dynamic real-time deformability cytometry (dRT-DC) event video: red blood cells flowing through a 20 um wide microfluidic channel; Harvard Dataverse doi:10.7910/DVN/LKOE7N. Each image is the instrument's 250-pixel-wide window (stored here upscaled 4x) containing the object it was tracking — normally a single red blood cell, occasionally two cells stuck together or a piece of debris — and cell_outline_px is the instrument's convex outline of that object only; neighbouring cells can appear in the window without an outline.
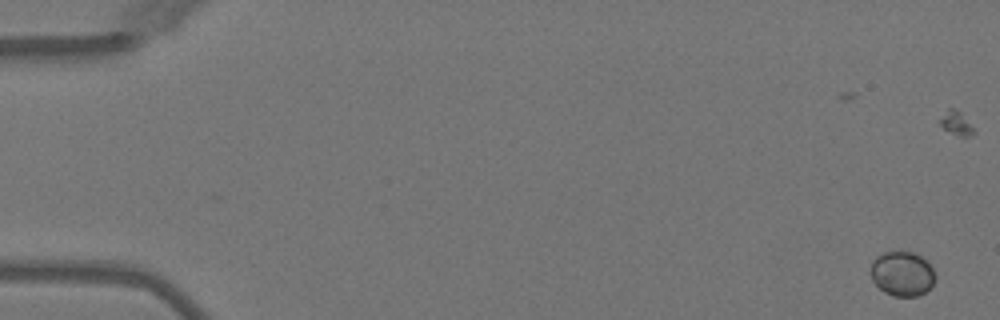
{"species": "Egyptian fruit bat (a non-hibernating species)", "species_latin": "Rousettus aegyptiacus", "temperature_condition": "warm", "stored_images_in_passage": 6, "camera_frame_rate_fps": 3000, "um_per_image_px": 0.085, "animal": {"sex": "female"}, "frame": {"image": 1, "passage_image": 1, "time_ms": 0.0, "image_size_px": [1000, 320], "cell_outline_px": [[936, 280], [924, 292], [916, 296], [892, 296], [884, 292], [872, 280], [868, 272], [872, 260], [876, 256], [884, 252], [916, 252], [932, 268]], "centroid_in_image_um": [76.63, 23.26], "position_along_channel_um": 8.4, "area_um2": 16.82}}
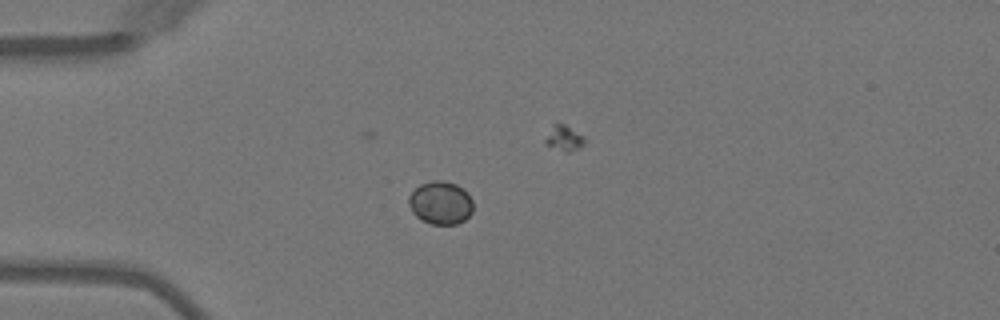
{"frame": {"image": 2, "passage_image": 4, "time_ms": 4.333, "image_size_px": [1000, 320], "cell_outline_px": [[472, 212], [464, 220], [456, 224], [432, 224], [420, 220], [412, 212], [408, 204], [408, 196], [420, 184], [432, 180], [444, 180], [456, 184], [468, 192], [472, 200]], "centroid_in_image_um": [37.44, 17.23], "position_along_channel_um": 47.6, "area_um2": 16.3}}